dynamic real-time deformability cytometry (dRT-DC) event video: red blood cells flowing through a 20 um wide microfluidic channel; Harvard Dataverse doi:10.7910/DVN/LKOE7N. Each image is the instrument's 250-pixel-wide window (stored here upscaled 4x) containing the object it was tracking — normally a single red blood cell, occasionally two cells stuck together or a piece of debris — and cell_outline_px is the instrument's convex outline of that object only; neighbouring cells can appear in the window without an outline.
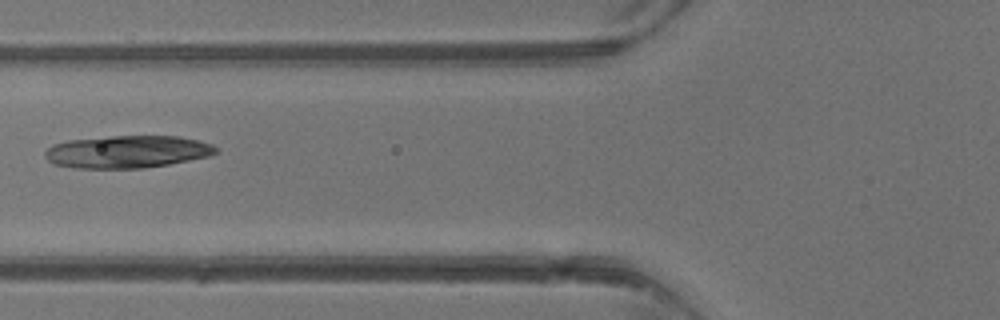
{"species": "common noctule bat (a hibernating species)", "species_latin": "Nyctalus noctula", "temperature_condition": "warm", "stored_images_in_passage": 2, "camera_frame_rate_fps": 3000, "um_per_image_px": 0.085, "animal": {"sex": "male", "body_mass_g": 13.3}, "frame": {"image": 1, "passage_image": 2, "time_ms": 1.333, "image_size_px": [1000, 320], "cell_outline_px": [[216, 152], [208, 156], [168, 164], [144, 168], [72, 168], [52, 164], [44, 156], [44, 152], [52, 144], [68, 140], [112, 136], [180, 136], [212, 144], [216, 148]], "centroid_in_image_um": [10.75, 12.9], "position_along_channel_um": 115.0, "area_um2": 32.31}}